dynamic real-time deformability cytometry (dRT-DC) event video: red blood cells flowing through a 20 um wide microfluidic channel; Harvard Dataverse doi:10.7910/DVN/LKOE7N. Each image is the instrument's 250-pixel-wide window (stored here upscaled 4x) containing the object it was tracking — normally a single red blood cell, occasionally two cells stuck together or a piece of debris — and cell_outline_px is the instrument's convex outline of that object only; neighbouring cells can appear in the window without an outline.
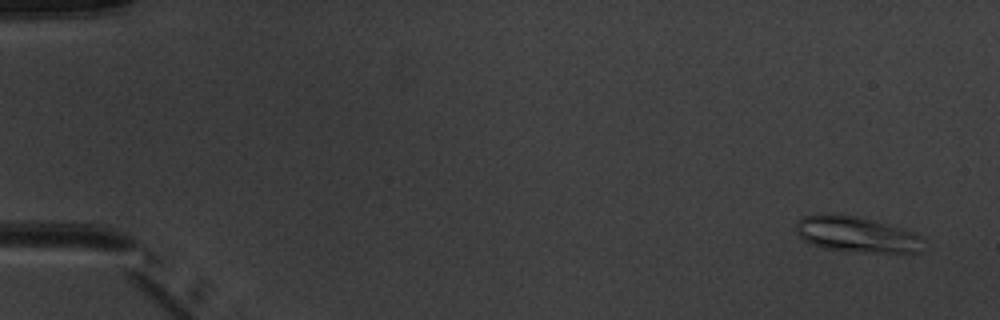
{"species": "common noctule bat (a hibernating species)", "species_latin": "Nyctalus noctula", "temperature_condition": "warm", "stored_images_in_passage": 5, "camera_frame_rate_fps": 3000, "um_per_image_px": 0.085, "animal": {"sex": "male", "body_mass_g": 20.1, "forearm_length_mm": 53.5}, "frame": {"image": 1, "passage_image": 1, "time_ms": 0.0, "image_size_px": [1000, 320], "cell_outline_px": [[924, 252], [864, 252], [824, 248], [812, 244], [804, 240], [796, 232], [796, 224], [804, 216], [856, 216], [900, 228], [912, 232], [920, 236], [924, 240]], "centroid_in_image_um": [72.88, 19.97], "position_along_channel_um": 12.1, "area_um2": 25.66}}